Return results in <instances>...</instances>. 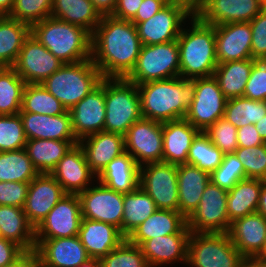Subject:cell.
Here are the masks:
<instances>
[{
    "label": "cell",
    "mask_w": 266,
    "mask_h": 267,
    "mask_svg": "<svg viewBox=\"0 0 266 267\" xmlns=\"http://www.w3.org/2000/svg\"><path fill=\"white\" fill-rule=\"evenodd\" d=\"M204 133L224 155L234 153L238 148L237 128L225 118L218 119Z\"/></svg>",
    "instance_id": "681fc988"
},
{
    "label": "cell",
    "mask_w": 266,
    "mask_h": 267,
    "mask_svg": "<svg viewBox=\"0 0 266 267\" xmlns=\"http://www.w3.org/2000/svg\"><path fill=\"white\" fill-rule=\"evenodd\" d=\"M39 174L25 148L0 152V181L30 182Z\"/></svg>",
    "instance_id": "f35d334b"
},
{
    "label": "cell",
    "mask_w": 266,
    "mask_h": 267,
    "mask_svg": "<svg viewBox=\"0 0 266 267\" xmlns=\"http://www.w3.org/2000/svg\"><path fill=\"white\" fill-rule=\"evenodd\" d=\"M226 102L227 98L213 75L196 78L195 95L185 119L199 131L204 132L218 119L223 118Z\"/></svg>",
    "instance_id": "8fae6325"
},
{
    "label": "cell",
    "mask_w": 266,
    "mask_h": 267,
    "mask_svg": "<svg viewBox=\"0 0 266 267\" xmlns=\"http://www.w3.org/2000/svg\"><path fill=\"white\" fill-rule=\"evenodd\" d=\"M238 147H252L264 144L254 124L242 126L237 129Z\"/></svg>",
    "instance_id": "11a10c76"
},
{
    "label": "cell",
    "mask_w": 266,
    "mask_h": 267,
    "mask_svg": "<svg viewBox=\"0 0 266 267\" xmlns=\"http://www.w3.org/2000/svg\"><path fill=\"white\" fill-rule=\"evenodd\" d=\"M168 2H179L186 5L190 10L195 12L201 3V0H168Z\"/></svg>",
    "instance_id": "e7e4bbea"
},
{
    "label": "cell",
    "mask_w": 266,
    "mask_h": 267,
    "mask_svg": "<svg viewBox=\"0 0 266 267\" xmlns=\"http://www.w3.org/2000/svg\"><path fill=\"white\" fill-rule=\"evenodd\" d=\"M187 225V219L173 210L157 209L126 238L140 246L144 241L156 236L179 233Z\"/></svg>",
    "instance_id": "f546056e"
},
{
    "label": "cell",
    "mask_w": 266,
    "mask_h": 267,
    "mask_svg": "<svg viewBox=\"0 0 266 267\" xmlns=\"http://www.w3.org/2000/svg\"><path fill=\"white\" fill-rule=\"evenodd\" d=\"M78 267H101L98 259H89L87 262L80 264Z\"/></svg>",
    "instance_id": "003e7915"
},
{
    "label": "cell",
    "mask_w": 266,
    "mask_h": 267,
    "mask_svg": "<svg viewBox=\"0 0 266 267\" xmlns=\"http://www.w3.org/2000/svg\"><path fill=\"white\" fill-rule=\"evenodd\" d=\"M191 231L187 225L177 234L156 236L144 241L140 248L150 267L187 264L188 240ZM175 263H177L175 265Z\"/></svg>",
    "instance_id": "d6986e66"
},
{
    "label": "cell",
    "mask_w": 266,
    "mask_h": 267,
    "mask_svg": "<svg viewBox=\"0 0 266 267\" xmlns=\"http://www.w3.org/2000/svg\"><path fill=\"white\" fill-rule=\"evenodd\" d=\"M266 116V101L251 100L246 97L227 99L224 116L237 129L256 124Z\"/></svg>",
    "instance_id": "b9f144b4"
},
{
    "label": "cell",
    "mask_w": 266,
    "mask_h": 267,
    "mask_svg": "<svg viewBox=\"0 0 266 267\" xmlns=\"http://www.w3.org/2000/svg\"><path fill=\"white\" fill-rule=\"evenodd\" d=\"M223 156L222 151L200 131L192 141L186 163L211 174L222 163Z\"/></svg>",
    "instance_id": "7bdbcfd3"
},
{
    "label": "cell",
    "mask_w": 266,
    "mask_h": 267,
    "mask_svg": "<svg viewBox=\"0 0 266 267\" xmlns=\"http://www.w3.org/2000/svg\"><path fill=\"white\" fill-rule=\"evenodd\" d=\"M141 48L135 24L112 15L102 16L92 33L91 59L103 78H125Z\"/></svg>",
    "instance_id": "6da1fadb"
},
{
    "label": "cell",
    "mask_w": 266,
    "mask_h": 267,
    "mask_svg": "<svg viewBox=\"0 0 266 267\" xmlns=\"http://www.w3.org/2000/svg\"><path fill=\"white\" fill-rule=\"evenodd\" d=\"M264 7L260 0H201L194 14L206 24L219 26L250 22Z\"/></svg>",
    "instance_id": "e0dca14e"
},
{
    "label": "cell",
    "mask_w": 266,
    "mask_h": 267,
    "mask_svg": "<svg viewBox=\"0 0 266 267\" xmlns=\"http://www.w3.org/2000/svg\"><path fill=\"white\" fill-rule=\"evenodd\" d=\"M195 88L196 79L180 76L137 85L142 117L161 123L184 119Z\"/></svg>",
    "instance_id": "7a4b0ae2"
},
{
    "label": "cell",
    "mask_w": 266,
    "mask_h": 267,
    "mask_svg": "<svg viewBox=\"0 0 266 267\" xmlns=\"http://www.w3.org/2000/svg\"><path fill=\"white\" fill-rule=\"evenodd\" d=\"M140 166L127 152L114 158L97 176V180L108 188L130 193L139 187Z\"/></svg>",
    "instance_id": "4dcf8cb0"
},
{
    "label": "cell",
    "mask_w": 266,
    "mask_h": 267,
    "mask_svg": "<svg viewBox=\"0 0 266 267\" xmlns=\"http://www.w3.org/2000/svg\"><path fill=\"white\" fill-rule=\"evenodd\" d=\"M73 146L71 141L32 139L27 140L25 149L40 174H51L57 163Z\"/></svg>",
    "instance_id": "e575fe53"
},
{
    "label": "cell",
    "mask_w": 266,
    "mask_h": 267,
    "mask_svg": "<svg viewBox=\"0 0 266 267\" xmlns=\"http://www.w3.org/2000/svg\"><path fill=\"white\" fill-rule=\"evenodd\" d=\"M78 236L90 258L98 260L126 239L116 226L85 218L81 219Z\"/></svg>",
    "instance_id": "4316f807"
},
{
    "label": "cell",
    "mask_w": 266,
    "mask_h": 267,
    "mask_svg": "<svg viewBox=\"0 0 266 267\" xmlns=\"http://www.w3.org/2000/svg\"><path fill=\"white\" fill-rule=\"evenodd\" d=\"M51 16L80 26L91 34L102 17L91 0H53Z\"/></svg>",
    "instance_id": "836d02e7"
},
{
    "label": "cell",
    "mask_w": 266,
    "mask_h": 267,
    "mask_svg": "<svg viewBox=\"0 0 266 267\" xmlns=\"http://www.w3.org/2000/svg\"><path fill=\"white\" fill-rule=\"evenodd\" d=\"M210 174L195 165H177L178 211L187 219L198 207Z\"/></svg>",
    "instance_id": "f1b7e54d"
},
{
    "label": "cell",
    "mask_w": 266,
    "mask_h": 267,
    "mask_svg": "<svg viewBox=\"0 0 266 267\" xmlns=\"http://www.w3.org/2000/svg\"><path fill=\"white\" fill-rule=\"evenodd\" d=\"M101 16L111 15L116 7L117 0H91Z\"/></svg>",
    "instance_id": "91938a15"
},
{
    "label": "cell",
    "mask_w": 266,
    "mask_h": 267,
    "mask_svg": "<svg viewBox=\"0 0 266 267\" xmlns=\"http://www.w3.org/2000/svg\"><path fill=\"white\" fill-rule=\"evenodd\" d=\"M194 12L179 2H168L158 13L136 24L142 45L162 44L178 39L182 27Z\"/></svg>",
    "instance_id": "30bf717a"
},
{
    "label": "cell",
    "mask_w": 266,
    "mask_h": 267,
    "mask_svg": "<svg viewBox=\"0 0 266 267\" xmlns=\"http://www.w3.org/2000/svg\"><path fill=\"white\" fill-rule=\"evenodd\" d=\"M125 152L141 167L162 162V123L146 118L136 121L124 135Z\"/></svg>",
    "instance_id": "5bb4252c"
},
{
    "label": "cell",
    "mask_w": 266,
    "mask_h": 267,
    "mask_svg": "<svg viewBox=\"0 0 266 267\" xmlns=\"http://www.w3.org/2000/svg\"><path fill=\"white\" fill-rule=\"evenodd\" d=\"M0 235L24 251L35 249V228L28 222L23 208L0 205Z\"/></svg>",
    "instance_id": "1f68e13d"
},
{
    "label": "cell",
    "mask_w": 266,
    "mask_h": 267,
    "mask_svg": "<svg viewBox=\"0 0 266 267\" xmlns=\"http://www.w3.org/2000/svg\"><path fill=\"white\" fill-rule=\"evenodd\" d=\"M82 214L78 194H66L35 228V239L77 236Z\"/></svg>",
    "instance_id": "2e32d148"
},
{
    "label": "cell",
    "mask_w": 266,
    "mask_h": 267,
    "mask_svg": "<svg viewBox=\"0 0 266 267\" xmlns=\"http://www.w3.org/2000/svg\"><path fill=\"white\" fill-rule=\"evenodd\" d=\"M240 267H266V257H244Z\"/></svg>",
    "instance_id": "94428289"
},
{
    "label": "cell",
    "mask_w": 266,
    "mask_h": 267,
    "mask_svg": "<svg viewBox=\"0 0 266 267\" xmlns=\"http://www.w3.org/2000/svg\"><path fill=\"white\" fill-rule=\"evenodd\" d=\"M14 0H0V13L9 16L12 11Z\"/></svg>",
    "instance_id": "be15d7a7"
},
{
    "label": "cell",
    "mask_w": 266,
    "mask_h": 267,
    "mask_svg": "<svg viewBox=\"0 0 266 267\" xmlns=\"http://www.w3.org/2000/svg\"><path fill=\"white\" fill-rule=\"evenodd\" d=\"M51 175L68 194H79L97 180V176L86 162L84 152L79 144L74 145L64 155Z\"/></svg>",
    "instance_id": "44dd1931"
},
{
    "label": "cell",
    "mask_w": 266,
    "mask_h": 267,
    "mask_svg": "<svg viewBox=\"0 0 266 267\" xmlns=\"http://www.w3.org/2000/svg\"><path fill=\"white\" fill-rule=\"evenodd\" d=\"M78 144L82 148L90 169L98 176L116 157L125 153L124 136L101 131L89 135Z\"/></svg>",
    "instance_id": "484cf974"
},
{
    "label": "cell",
    "mask_w": 266,
    "mask_h": 267,
    "mask_svg": "<svg viewBox=\"0 0 266 267\" xmlns=\"http://www.w3.org/2000/svg\"><path fill=\"white\" fill-rule=\"evenodd\" d=\"M30 33L63 64L91 59L92 34L52 16L33 24Z\"/></svg>",
    "instance_id": "277c9868"
},
{
    "label": "cell",
    "mask_w": 266,
    "mask_h": 267,
    "mask_svg": "<svg viewBox=\"0 0 266 267\" xmlns=\"http://www.w3.org/2000/svg\"><path fill=\"white\" fill-rule=\"evenodd\" d=\"M67 110L62 103L49 93L41 84H26L23 91L21 111L56 116Z\"/></svg>",
    "instance_id": "ab89813d"
},
{
    "label": "cell",
    "mask_w": 266,
    "mask_h": 267,
    "mask_svg": "<svg viewBox=\"0 0 266 267\" xmlns=\"http://www.w3.org/2000/svg\"><path fill=\"white\" fill-rule=\"evenodd\" d=\"M25 85L12 67L0 70V115L19 114Z\"/></svg>",
    "instance_id": "60d3db41"
},
{
    "label": "cell",
    "mask_w": 266,
    "mask_h": 267,
    "mask_svg": "<svg viewBox=\"0 0 266 267\" xmlns=\"http://www.w3.org/2000/svg\"><path fill=\"white\" fill-rule=\"evenodd\" d=\"M228 235L243 257H266V218L261 214L235 219Z\"/></svg>",
    "instance_id": "7402d4cb"
},
{
    "label": "cell",
    "mask_w": 266,
    "mask_h": 267,
    "mask_svg": "<svg viewBox=\"0 0 266 267\" xmlns=\"http://www.w3.org/2000/svg\"><path fill=\"white\" fill-rule=\"evenodd\" d=\"M234 153L243 164L246 178L266 180V143L238 147Z\"/></svg>",
    "instance_id": "c3c4849f"
},
{
    "label": "cell",
    "mask_w": 266,
    "mask_h": 267,
    "mask_svg": "<svg viewBox=\"0 0 266 267\" xmlns=\"http://www.w3.org/2000/svg\"><path fill=\"white\" fill-rule=\"evenodd\" d=\"M177 42L180 56V77L196 79L214 74L218 66L215 26L202 22L193 14L182 27Z\"/></svg>",
    "instance_id": "3957f363"
},
{
    "label": "cell",
    "mask_w": 266,
    "mask_h": 267,
    "mask_svg": "<svg viewBox=\"0 0 266 267\" xmlns=\"http://www.w3.org/2000/svg\"><path fill=\"white\" fill-rule=\"evenodd\" d=\"M261 189V179L246 178L228 191L227 215L231 223L235 219L257 212Z\"/></svg>",
    "instance_id": "d6a6232c"
},
{
    "label": "cell",
    "mask_w": 266,
    "mask_h": 267,
    "mask_svg": "<svg viewBox=\"0 0 266 267\" xmlns=\"http://www.w3.org/2000/svg\"><path fill=\"white\" fill-rule=\"evenodd\" d=\"M252 62L253 68L245 86L243 97L256 101H266V57H254Z\"/></svg>",
    "instance_id": "f907efd6"
},
{
    "label": "cell",
    "mask_w": 266,
    "mask_h": 267,
    "mask_svg": "<svg viewBox=\"0 0 266 267\" xmlns=\"http://www.w3.org/2000/svg\"><path fill=\"white\" fill-rule=\"evenodd\" d=\"M67 193L51 174H39L29 182L23 207L28 222L36 228Z\"/></svg>",
    "instance_id": "ffe728a7"
},
{
    "label": "cell",
    "mask_w": 266,
    "mask_h": 267,
    "mask_svg": "<svg viewBox=\"0 0 266 267\" xmlns=\"http://www.w3.org/2000/svg\"><path fill=\"white\" fill-rule=\"evenodd\" d=\"M250 27L252 58L266 57V7L250 21Z\"/></svg>",
    "instance_id": "f5cc1de1"
},
{
    "label": "cell",
    "mask_w": 266,
    "mask_h": 267,
    "mask_svg": "<svg viewBox=\"0 0 266 267\" xmlns=\"http://www.w3.org/2000/svg\"><path fill=\"white\" fill-rule=\"evenodd\" d=\"M168 2L166 0H143L135 17L131 20L135 25L148 20L160 11Z\"/></svg>",
    "instance_id": "db71d44e"
},
{
    "label": "cell",
    "mask_w": 266,
    "mask_h": 267,
    "mask_svg": "<svg viewBox=\"0 0 266 267\" xmlns=\"http://www.w3.org/2000/svg\"><path fill=\"white\" fill-rule=\"evenodd\" d=\"M8 267H43L38 252L34 250L24 251Z\"/></svg>",
    "instance_id": "680465c9"
},
{
    "label": "cell",
    "mask_w": 266,
    "mask_h": 267,
    "mask_svg": "<svg viewBox=\"0 0 266 267\" xmlns=\"http://www.w3.org/2000/svg\"><path fill=\"white\" fill-rule=\"evenodd\" d=\"M26 142L21 116L0 115V152L23 149Z\"/></svg>",
    "instance_id": "f6af8a7d"
},
{
    "label": "cell",
    "mask_w": 266,
    "mask_h": 267,
    "mask_svg": "<svg viewBox=\"0 0 266 267\" xmlns=\"http://www.w3.org/2000/svg\"><path fill=\"white\" fill-rule=\"evenodd\" d=\"M255 125L262 140L266 143V116L261 118Z\"/></svg>",
    "instance_id": "03108f58"
},
{
    "label": "cell",
    "mask_w": 266,
    "mask_h": 267,
    "mask_svg": "<svg viewBox=\"0 0 266 267\" xmlns=\"http://www.w3.org/2000/svg\"><path fill=\"white\" fill-rule=\"evenodd\" d=\"M211 181L229 191L240 180L246 179L242 162L235 153L225 154L219 167L210 174Z\"/></svg>",
    "instance_id": "7dc6e473"
},
{
    "label": "cell",
    "mask_w": 266,
    "mask_h": 267,
    "mask_svg": "<svg viewBox=\"0 0 266 267\" xmlns=\"http://www.w3.org/2000/svg\"><path fill=\"white\" fill-rule=\"evenodd\" d=\"M139 186L157 209L178 211L177 165L155 162L141 166Z\"/></svg>",
    "instance_id": "7c38bea8"
},
{
    "label": "cell",
    "mask_w": 266,
    "mask_h": 267,
    "mask_svg": "<svg viewBox=\"0 0 266 267\" xmlns=\"http://www.w3.org/2000/svg\"><path fill=\"white\" fill-rule=\"evenodd\" d=\"M35 241L43 267H78L91 259L78 235Z\"/></svg>",
    "instance_id": "603a6c76"
},
{
    "label": "cell",
    "mask_w": 266,
    "mask_h": 267,
    "mask_svg": "<svg viewBox=\"0 0 266 267\" xmlns=\"http://www.w3.org/2000/svg\"><path fill=\"white\" fill-rule=\"evenodd\" d=\"M105 107L104 131L124 136L142 118L137 85L125 78H105Z\"/></svg>",
    "instance_id": "8992f818"
},
{
    "label": "cell",
    "mask_w": 266,
    "mask_h": 267,
    "mask_svg": "<svg viewBox=\"0 0 266 267\" xmlns=\"http://www.w3.org/2000/svg\"><path fill=\"white\" fill-rule=\"evenodd\" d=\"M142 1L143 0H117L114 12L111 15L118 19L131 21L135 17Z\"/></svg>",
    "instance_id": "6f0895ef"
},
{
    "label": "cell",
    "mask_w": 266,
    "mask_h": 267,
    "mask_svg": "<svg viewBox=\"0 0 266 267\" xmlns=\"http://www.w3.org/2000/svg\"><path fill=\"white\" fill-rule=\"evenodd\" d=\"M53 0H14L9 17L30 27L51 16Z\"/></svg>",
    "instance_id": "bcb514c9"
},
{
    "label": "cell",
    "mask_w": 266,
    "mask_h": 267,
    "mask_svg": "<svg viewBox=\"0 0 266 267\" xmlns=\"http://www.w3.org/2000/svg\"><path fill=\"white\" fill-rule=\"evenodd\" d=\"M244 257L228 233H193L188 240L187 267H240Z\"/></svg>",
    "instance_id": "ba28073f"
},
{
    "label": "cell",
    "mask_w": 266,
    "mask_h": 267,
    "mask_svg": "<svg viewBox=\"0 0 266 267\" xmlns=\"http://www.w3.org/2000/svg\"><path fill=\"white\" fill-rule=\"evenodd\" d=\"M29 182L0 181V205L23 208L26 202Z\"/></svg>",
    "instance_id": "816d5d0a"
},
{
    "label": "cell",
    "mask_w": 266,
    "mask_h": 267,
    "mask_svg": "<svg viewBox=\"0 0 266 267\" xmlns=\"http://www.w3.org/2000/svg\"><path fill=\"white\" fill-rule=\"evenodd\" d=\"M227 195V190L210 181L198 207L187 218L189 230L193 233H228L231 222L227 215Z\"/></svg>",
    "instance_id": "9c48e42d"
},
{
    "label": "cell",
    "mask_w": 266,
    "mask_h": 267,
    "mask_svg": "<svg viewBox=\"0 0 266 267\" xmlns=\"http://www.w3.org/2000/svg\"><path fill=\"white\" fill-rule=\"evenodd\" d=\"M250 22L215 26V48L218 64L252 58Z\"/></svg>",
    "instance_id": "cb8c5ba5"
},
{
    "label": "cell",
    "mask_w": 266,
    "mask_h": 267,
    "mask_svg": "<svg viewBox=\"0 0 266 267\" xmlns=\"http://www.w3.org/2000/svg\"><path fill=\"white\" fill-rule=\"evenodd\" d=\"M122 234L127 238L133 230L156 210L154 200L139 186L123 194Z\"/></svg>",
    "instance_id": "74e56055"
},
{
    "label": "cell",
    "mask_w": 266,
    "mask_h": 267,
    "mask_svg": "<svg viewBox=\"0 0 266 267\" xmlns=\"http://www.w3.org/2000/svg\"><path fill=\"white\" fill-rule=\"evenodd\" d=\"M200 131L185 118L162 123L163 158L162 162L180 165L188 159L193 139Z\"/></svg>",
    "instance_id": "83f0119b"
},
{
    "label": "cell",
    "mask_w": 266,
    "mask_h": 267,
    "mask_svg": "<svg viewBox=\"0 0 266 267\" xmlns=\"http://www.w3.org/2000/svg\"><path fill=\"white\" fill-rule=\"evenodd\" d=\"M62 65L63 63L30 33L24 40L12 68L26 84H41Z\"/></svg>",
    "instance_id": "9a60e30c"
},
{
    "label": "cell",
    "mask_w": 266,
    "mask_h": 267,
    "mask_svg": "<svg viewBox=\"0 0 266 267\" xmlns=\"http://www.w3.org/2000/svg\"><path fill=\"white\" fill-rule=\"evenodd\" d=\"M99 261L101 267H150L140 246L127 239Z\"/></svg>",
    "instance_id": "ee69618b"
},
{
    "label": "cell",
    "mask_w": 266,
    "mask_h": 267,
    "mask_svg": "<svg viewBox=\"0 0 266 267\" xmlns=\"http://www.w3.org/2000/svg\"><path fill=\"white\" fill-rule=\"evenodd\" d=\"M30 35V26L9 16L0 19V65L12 67L24 40Z\"/></svg>",
    "instance_id": "8d00e7d4"
},
{
    "label": "cell",
    "mask_w": 266,
    "mask_h": 267,
    "mask_svg": "<svg viewBox=\"0 0 266 267\" xmlns=\"http://www.w3.org/2000/svg\"><path fill=\"white\" fill-rule=\"evenodd\" d=\"M23 252L16 243L0 237V267H8Z\"/></svg>",
    "instance_id": "9f6ffc18"
},
{
    "label": "cell",
    "mask_w": 266,
    "mask_h": 267,
    "mask_svg": "<svg viewBox=\"0 0 266 267\" xmlns=\"http://www.w3.org/2000/svg\"><path fill=\"white\" fill-rule=\"evenodd\" d=\"M72 130L78 141L104 131L106 118L105 78L70 110Z\"/></svg>",
    "instance_id": "ac0fdd59"
},
{
    "label": "cell",
    "mask_w": 266,
    "mask_h": 267,
    "mask_svg": "<svg viewBox=\"0 0 266 267\" xmlns=\"http://www.w3.org/2000/svg\"><path fill=\"white\" fill-rule=\"evenodd\" d=\"M102 79V74L92 59H87L63 64L41 85L58 99L66 110H70L94 90Z\"/></svg>",
    "instance_id": "5b68a950"
},
{
    "label": "cell",
    "mask_w": 266,
    "mask_h": 267,
    "mask_svg": "<svg viewBox=\"0 0 266 267\" xmlns=\"http://www.w3.org/2000/svg\"><path fill=\"white\" fill-rule=\"evenodd\" d=\"M261 2H263L266 5V0H260Z\"/></svg>",
    "instance_id": "a7ac6f4b"
},
{
    "label": "cell",
    "mask_w": 266,
    "mask_h": 267,
    "mask_svg": "<svg viewBox=\"0 0 266 267\" xmlns=\"http://www.w3.org/2000/svg\"><path fill=\"white\" fill-rule=\"evenodd\" d=\"M252 68V58L218 64L213 76L227 99L244 96Z\"/></svg>",
    "instance_id": "d590c367"
},
{
    "label": "cell",
    "mask_w": 266,
    "mask_h": 267,
    "mask_svg": "<svg viewBox=\"0 0 266 267\" xmlns=\"http://www.w3.org/2000/svg\"><path fill=\"white\" fill-rule=\"evenodd\" d=\"M27 140L44 139L71 141L78 144L73 130L70 111L49 116L35 113H19Z\"/></svg>",
    "instance_id": "d4e9b609"
},
{
    "label": "cell",
    "mask_w": 266,
    "mask_h": 267,
    "mask_svg": "<svg viewBox=\"0 0 266 267\" xmlns=\"http://www.w3.org/2000/svg\"><path fill=\"white\" fill-rule=\"evenodd\" d=\"M82 218L109 223L122 233L123 193L116 192L96 180L78 194Z\"/></svg>",
    "instance_id": "4fadbf2b"
},
{
    "label": "cell",
    "mask_w": 266,
    "mask_h": 267,
    "mask_svg": "<svg viewBox=\"0 0 266 267\" xmlns=\"http://www.w3.org/2000/svg\"><path fill=\"white\" fill-rule=\"evenodd\" d=\"M257 213L261 214L266 218V180H262V189L258 202Z\"/></svg>",
    "instance_id": "6125c7cd"
},
{
    "label": "cell",
    "mask_w": 266,
    "mask_h": 267,
    "mask_svg": "<svg viewBox=\"0 0 266 267\" xmlns=\"http://www.w3.org/2000/svg\"><path fill=\"white\" fill-rule=\"evenodd\" d=\"M180 76V56L177 40L142 45L134 68L125 77L136 85L149 81L166 80Z\"/></svg>",
    "instance_id": "52a82bcc"
}]
</instances>
